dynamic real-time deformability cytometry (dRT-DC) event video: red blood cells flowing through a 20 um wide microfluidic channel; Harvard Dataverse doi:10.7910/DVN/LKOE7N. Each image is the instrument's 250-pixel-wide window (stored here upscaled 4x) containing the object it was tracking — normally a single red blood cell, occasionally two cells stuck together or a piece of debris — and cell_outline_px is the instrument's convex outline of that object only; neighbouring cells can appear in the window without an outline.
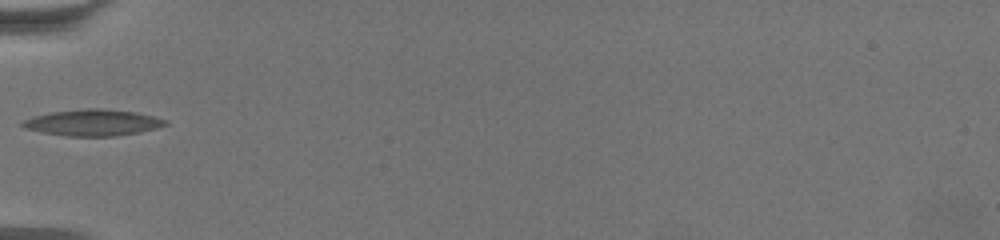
{"species": "common noctule bat (a hibernating species)", "species_latin": "Nyctalus noctula", "temperature_condition": "warm", "stored_images_in_passage": 40, "camera_frame_rate_fps": 3000, "um_per_image_px": 0.085, "animal": {"sex": "female", "body_mass_g": 19.5, "forearm_length_mm": 54.1}, "frame": {"image": 1, "passage_image": 1, "time_ms": 0.0, "image_size_px": [1000, 240], "cell_outline_px": [[168, 124], [156, 128], [140, 132], [116, 136], [64, 136], [24, 128], [20, 124], [24, 120], [32, 116], [52, 112], [88, 108], [100, 108], [136, 112], [168, 120]], "centroid_in_image_um": [7.9, 10.42], "position_along_channel_um": 77.1, "area_um2": 21.85}}
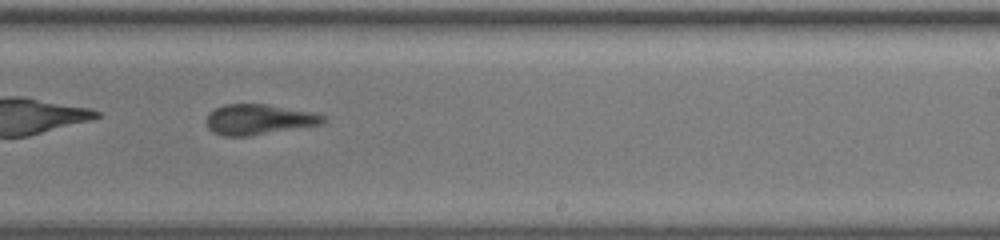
{"frame": {"image": 2, "passage_image": 18, "time_ms": 5.667, "image_size_px": [1000, 240], "cell_outline_px": [[328, 120], [324, 124], [248, 136], [224, 136], [212, 132], [208, 128], [208, 116], [216, 108], [224, 104], [264, 104], [312, 112], [328, 116]], "centroid_in_image_um": [22.06, 10.16], "position_along_channel_um": 266.9, "area_um2": 20.58}}
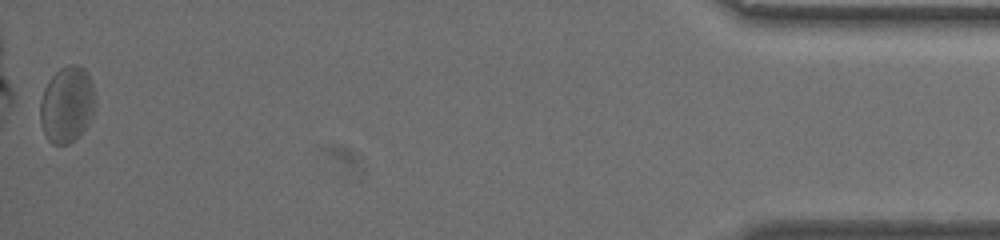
{"frame": {"image": 3, "passage_image": 40, "time_ms": 13.0, "image_size_px": [1000, 240], "cell_outline_px": [[96, 104], [92, 116], [84, 132], [68, 144], [52, 144], [48, 140], [40, 124], [40, 100], [44, 88], [48, 80], [60, 68], [68, 64], [76, 64], [84, 68], [88, 72], [92, 84]], "centroid_in_image_um": [5.69, 8.88], "position_along_channel_um": 429.5, "area_um2": 24.8}, "authors_computed_cell_mechanics": {"area_um2": 21.2993, "velocity_mm_per_s": 3.3483, "shape_relaxation_time_tau1_ms": 5.0256, "shape_relaxation_time_tau2_ms": 2.5391, "deformation_change_tau1": 0.1562, "deformation_change_tau2": 0.1156}}